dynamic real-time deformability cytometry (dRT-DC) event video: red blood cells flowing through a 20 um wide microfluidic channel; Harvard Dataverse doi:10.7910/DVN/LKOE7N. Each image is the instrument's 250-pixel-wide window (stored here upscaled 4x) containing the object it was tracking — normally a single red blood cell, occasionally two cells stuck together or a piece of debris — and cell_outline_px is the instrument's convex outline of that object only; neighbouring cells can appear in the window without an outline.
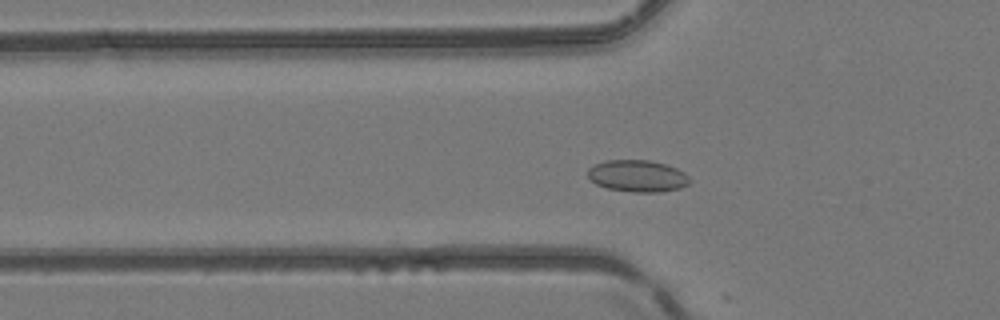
{"species": "common noctule bat (a hibernating species)", "species_latin": "Nyctalus noctula", "temperature_condition": "room temperature", "stored_images_in_passage": 23, "camera_frame_rate_fps": 3000, "um_per_image_px": 0.085, "animal": {"sex": "female", "body_mass_g": 24.6, "forearm_length_mm": 56.2}, "frame": {"image": 1, "passage_image": 12, "time_ms": 3.667, "image_size_px": [1000, 320], "cell_outline_px": [[692, 180], [688, 184], [680, 188], [660, 192], [632, 192], [608, 188], [596, 184], [588, 176], [588, 168], [604, 160], [648, 160], [664, 164], [676, 168], [684, 172]], "centroid_in_image_um": [54.2, 14.96], "position_along_channel_um": 71.6, "area_um2": 18.84}}
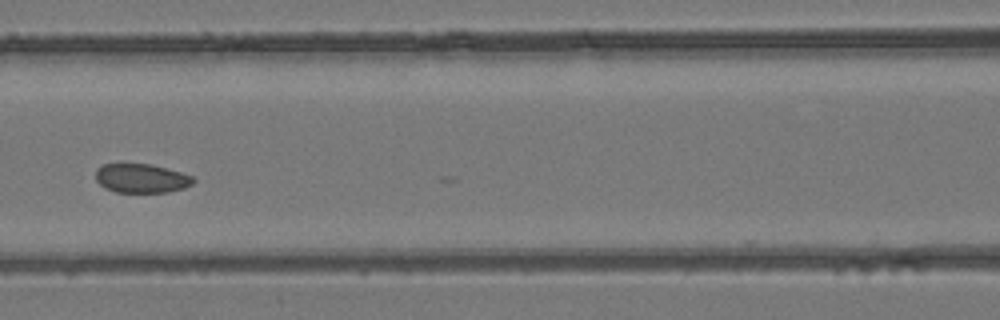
{"frame": {"image": 2, "passage_image": 18, "time_ms": 5.667, "image_size_px": [1000, 320], "cell_outline_px": [[196, 180], [192, 184], [184, 188], [168, 192], [116, 192], [104, 188], [96, 180], [96, 168], [104, 164], [152, 164], [180, 172], [192, 176]], "centroid_in_image_um": [12.01, 15.16], "position_along_channel_um": 154.6, "area_um2": 16.53}}
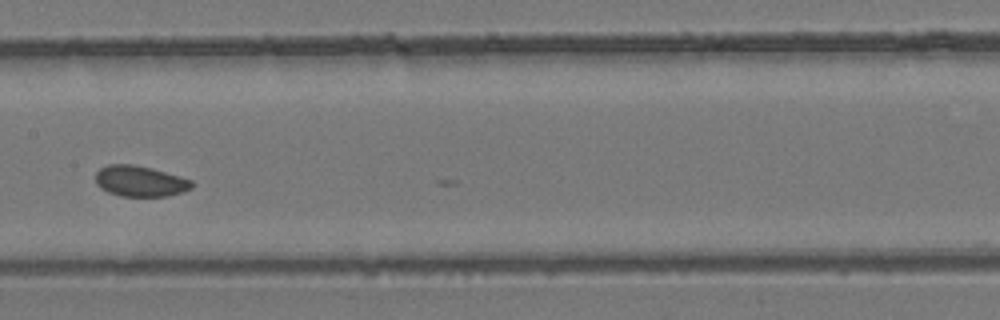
{"frame": {"image": 3, "passage_image": 21, "time_ms": 6.667, "image_size_px": [1000, 320], "cell_outline_px": [[192, 188], [168, 196], [120, 196], [108, 192], [100, 188], [96, 184], [96, 172], [100, 168], [108, 164], [132, 164], [180, 176], [192, 180]], "centroid_in_image_um": [11.87, 15.4], "position_along_channel_um": 195.5, "area_um2": 17.11}}